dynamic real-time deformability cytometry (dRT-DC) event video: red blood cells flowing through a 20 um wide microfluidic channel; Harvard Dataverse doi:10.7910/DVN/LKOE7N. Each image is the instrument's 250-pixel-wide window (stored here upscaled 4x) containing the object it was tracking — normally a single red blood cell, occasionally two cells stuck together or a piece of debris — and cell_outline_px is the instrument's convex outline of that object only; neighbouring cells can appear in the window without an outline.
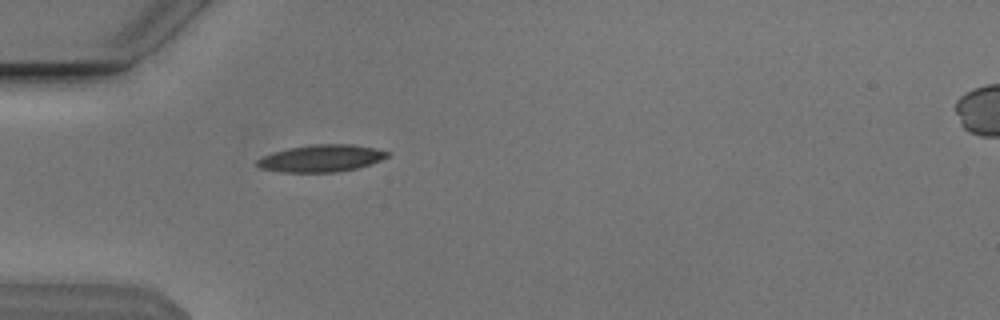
{"species": "Egyptian fruit bat (a non-hibernating species)", "species_latin": "Rousettus aegyptiacus", "temperature_condition": "cold", "stored_images_in_passage": 14, "camera_frame_rate_fps": 3000, "um_per_image_px": 0.085, "animal": {"sex": "male"}, "frame": {"image": 1, "passage_image": 1, "time_ms": 0.0, "image_size_px": [1000, 320], "cell_outline_px": [[392, 156], [372, 164], [340, 172], [284, 172], [260, 168], [256, 164], [256, 160], [272, 152], [288, 148], [312, 144], [352, 144], [376, 148], [392, 152]], "centroid_in_image_um": [27.38, 13.45], "position_along_channel_um": 57.6, "area_um2": 20.87}}
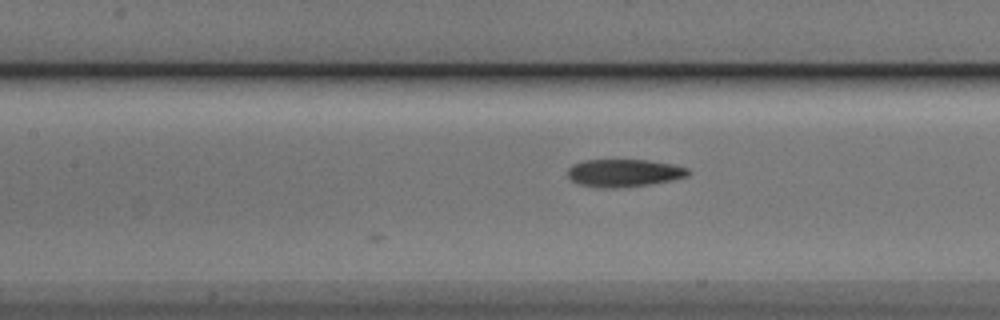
{"frame": {"image": 2, "passage_image": 9, "time_ms": 2.667, "image_size_px": [1000, 320], "cell_outline_px": [[692, 172], [688, 176], [672, 180], [648, 184], [612, 188], [600, 188], [580, 184], [572, 180], [568, 176], [568, 168], [572, 164], [584, 160], [648, 160], [672, 164], [688, 168]], "centroid_in_image_um": [53.05, 14.69], "position_along_channel_um": 154.4, "area_um2": 19.36}}
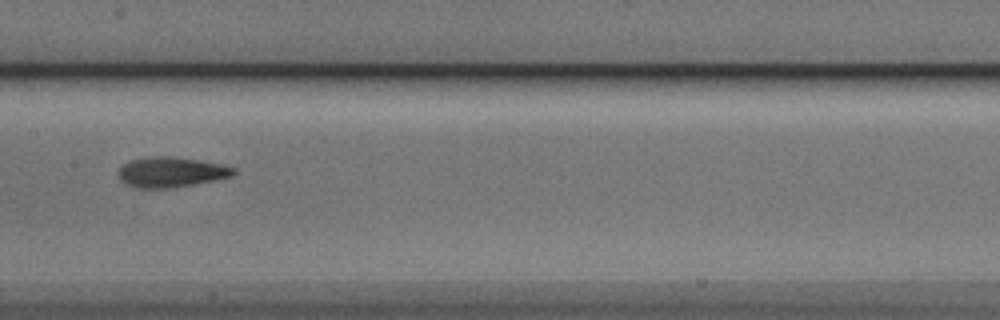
{"frame": {"image": 3, "passage_image": 12, "time_ms": 3.667, "image_size_px": [1000, 320], "cell_outline_px": [[236, 172], [232, 176], [192, 184], [168, 188], [136, 188], [124, 184], [120, 180], [120, 168], [124, 164], [132, 160], [152, 156], [172, 156], [200, 160], [220, 164], [236, 168]], "centroid_in_image_um": [14.54, 14.62], "position_along_channel_um": 192.9, "area_um2": 20.06}}